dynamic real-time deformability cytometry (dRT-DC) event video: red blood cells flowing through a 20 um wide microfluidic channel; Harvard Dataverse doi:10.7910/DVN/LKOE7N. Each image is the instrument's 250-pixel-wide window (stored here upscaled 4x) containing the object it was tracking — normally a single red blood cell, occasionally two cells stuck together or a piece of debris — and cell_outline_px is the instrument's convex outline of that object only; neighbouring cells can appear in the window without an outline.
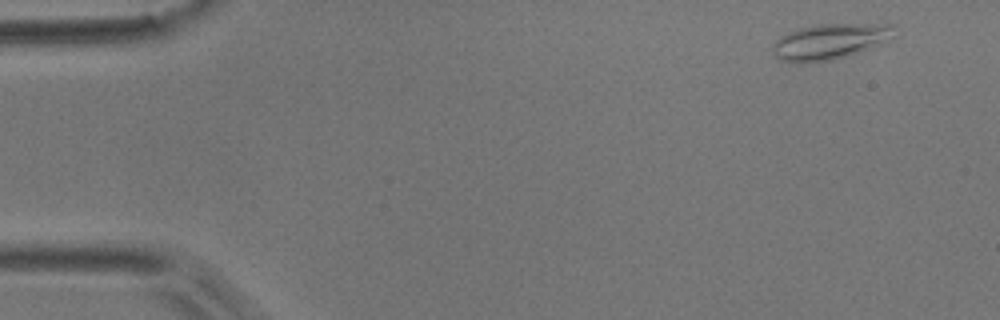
{"species": "common noctule bat (a hibernating species)", "species_latin": "Nyctalus noctula", "temperature_condition": "room temperature", "stored_images_in_passage": 5, "camera_frame_rate_fps": 3000, "um_per_image_px": 0.085, "animal": {"sex": "male", "body_mass_g": 17.9}, "frame": {"image": 1, "passage_image": 1, "time_ms": 0.0, "image_size_px": [1000, 320], "cell_outline_px": [[892, 24], [880, 40], [868, 48], [860, 52], [832, 60], [800, 64], [780, 60], [772, 52], [772, 44], [780, 36], [788, 32], [800, 28], [820, 24]], "centroid_in_image_um": [70.28, 3.56], "position_along_channel_um": 14.7, "area_um2": 24.22}}